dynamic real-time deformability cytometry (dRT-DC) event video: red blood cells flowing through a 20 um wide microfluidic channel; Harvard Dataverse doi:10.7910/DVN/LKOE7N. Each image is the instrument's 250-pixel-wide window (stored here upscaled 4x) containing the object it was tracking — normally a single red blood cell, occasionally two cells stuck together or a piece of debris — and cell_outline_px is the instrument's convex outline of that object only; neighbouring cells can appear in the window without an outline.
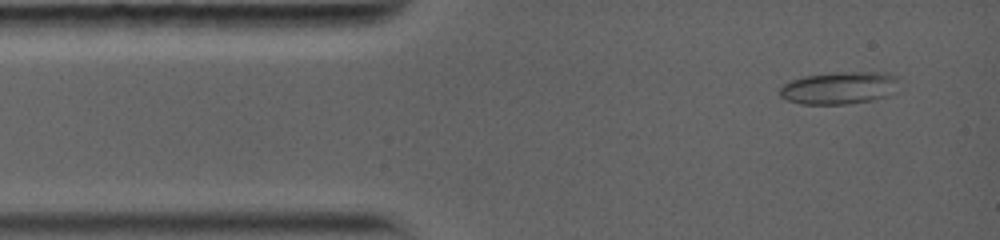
{"species": "common noctule bat (a hibernating species)", "species_latin": "Nyctalus noctula", "temperature_condition": "warm", "stored_images_in_passage": 10, "camera_frame_rate_fps": 5000, "um_per_image_px": 0.085, "animal": {"sex": "female", "body_mass_g": 19.0, "forearm_length_mm": 56.7}, "frame": {"image": 1, "passage_image": 2, "time_ms": 0.6, "image_size_px": [1000, 240], "cell_outline_px": [[900, 76], [896, 92], [888, 96], [872, 100], [848, 104], [804, 104], [788, 100], [780, 96], [780, 88], [788, 80], [804, 76], [832, 72], [888, 72]], "centroid_in_image_um": [71.4, 7.45], "position_along_channel_um": 13.6, "area_um2": 23.0}}
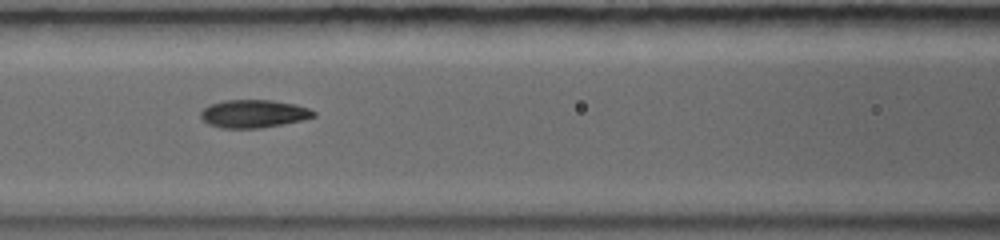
{"frame": {"image": 2, "passage_image": 8, "time_ms": 5.2, "image_size_px": [1000, 240], "cell_outline_px": [[316, 116], [300, 120], [260, 128], [220, 128], [208, 124], [200, 116], [200, 112], [208, 104], [224, 100], [272, 100], [296, 104], [308, 108], [316, 112]], "centroid_in_image_um": [21.52, 9.66], "position_along_channel_um": 145.1, "area_um2": 18.38}}
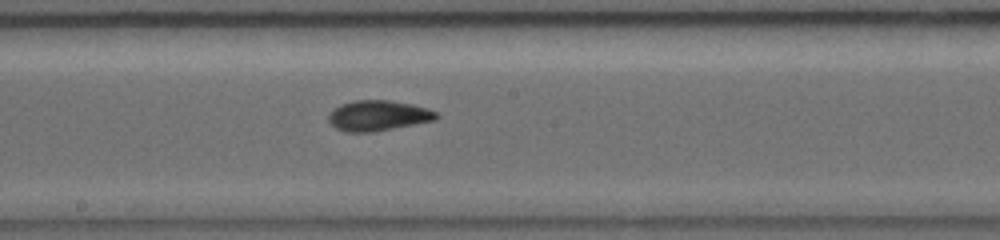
{"frame": {"image": 3, "passage_image": 10, "time_ms": 7.0, "image_size_px": [1000, 240], "cell_outline_px": [[440, 116], [436, 120], [372, 132], [344, 132], [336, 128], [328, 120], [328, 116], [340, 104], [352, 100], [388, 100], [412, 104], [428, 108], [436, 112]], "centroid_in_image_um": [32.16, 9.82], "position_along_channel_um": 216.0, "area_um2": 19.07}}